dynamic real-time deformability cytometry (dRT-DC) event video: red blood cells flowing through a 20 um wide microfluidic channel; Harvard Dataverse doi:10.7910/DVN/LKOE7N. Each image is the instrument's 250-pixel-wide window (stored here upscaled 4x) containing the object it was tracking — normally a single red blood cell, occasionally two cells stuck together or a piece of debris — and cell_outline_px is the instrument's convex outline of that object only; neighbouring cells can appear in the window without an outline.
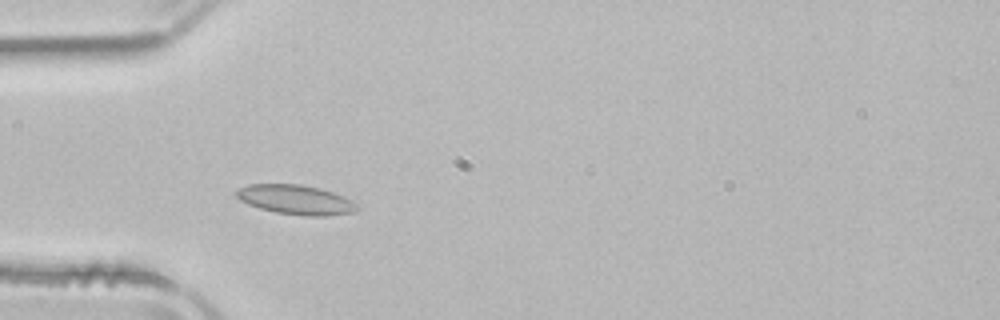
{"species": "common noctule bat (a hibernating species)", "species_latin": "Nyctalus noctula", "temperature_condition": "room temperature", "stored_images_in_passage": 47, "camera_frame_rate_fps": 3000, "um_per_image_px": 0.085, "animal": {"sex": "male", "body_mass_g": 21.5, "forearm_length_mm": 52.0}, "frame": {"image": 1, "passage_image": 11, "time_ms": 3.333, "image_size_px": [1000, 320], "cell_outline_px": [[360, 208], [352, 212], [328, 216], [304, 216], [276, 212], [260, 208], [248, 204], [240, 200], [236, 196], [236, 192], [240, 188], [248, 184], [300, 184], [320, 188], [344, 196], [352, 200]], "centroid_in_image_um": [25.16, 16.97], "position_along_channel_um": 59.8, "area_um2": 20.75}}
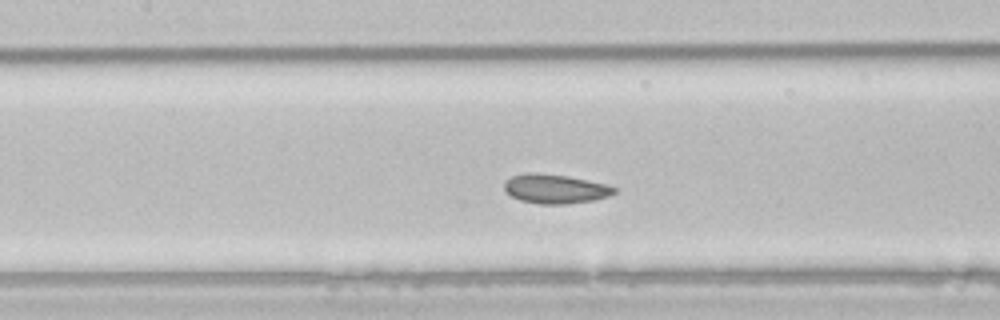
{"frame": {"image": 2, "passage_image": 19, "time_ms": 6.0, "image_size_px": [1000, 320], "cell_outline_px": [[616, 192], [608, 196], [592, 200], [568, 204], [540, 204], [520, 200], [504, 192], [504, 180], [512, 176], [524, 172], [540, 172], [568, 176], [604, 184], [616, 188]], "centroid_in_image_um": [47.12, 16.04], "position_along_channel_um": 160.3, "area_um2": 18.84}}
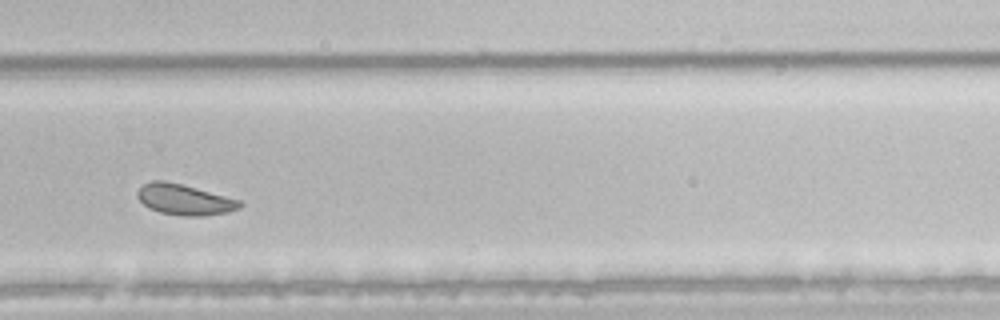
{"frame": {"image": 3, "passage_image": 31, "time_ms": 10.0, "image_size_px": [1000, 320], "cell_outline_px": [[244, 204], [240, 208], [228, 212], [204, 216], [184, 216], [160, 212], [148, 208], [136, 196], [136, 192], [144, 184], [152, 180], [164, 180], [196, 188], [240, 200]], "centroid_in_image_um": [15.68, 16.97], "position_along_channel_um": 314.1, "area_um2": 18.26}, "authors_computed_cell_mechanics": {"area_um2": 19.5364, "velocity_mm_per_s": 3.8589, "shape_relaxation_time_tau1_ms": 3.3924, "shape_relaxation_time_tau2_ms": 2.0577, "deformation_change_tau1": 0.0553, "deformation_change_tau2": 0.0493}}